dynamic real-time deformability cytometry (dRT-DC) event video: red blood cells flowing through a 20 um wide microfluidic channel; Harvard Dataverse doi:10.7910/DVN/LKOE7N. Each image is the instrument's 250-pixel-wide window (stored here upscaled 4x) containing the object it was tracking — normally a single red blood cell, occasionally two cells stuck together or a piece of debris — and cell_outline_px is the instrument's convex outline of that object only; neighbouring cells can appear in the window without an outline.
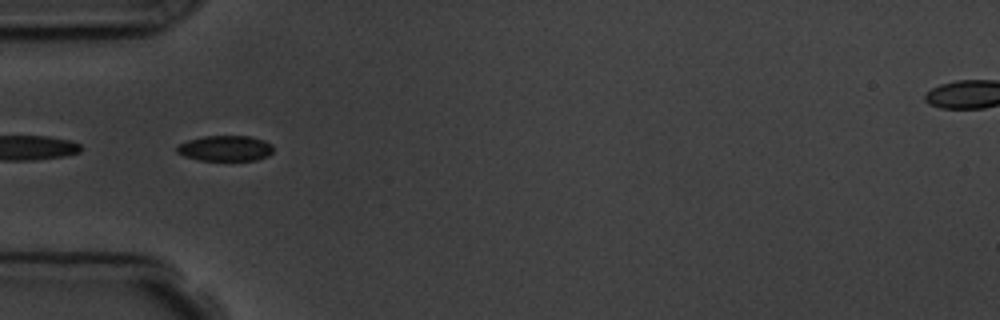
{"species": "common noctule bat (a hibernating species)", "species_latin": "Nyctalus noctula", "temperature_condition": "room temperature", "stored_images_in_passage": 7, "segment_of_instrument_passage": [2, 2], "camera_frame_rate_fps": 3000, "um_per_image_px": 0.085, "animal": {"sex": "male", "body_mass_g": 19.5, "forearm_length_mm": 54.6}, "frame": {"image": 1, "passage_image": 5, "time_ms": 5.333, "image_size_px": [1000, 320], "cell_outline_px": [[272, 152], [268, 156], [256, 160], [200, 160], [184, 156], [176, 152], [176, 148], [180, 144], [188, 140], [204, 136], [248, 136], [264, 140], [272, 144]], "centroid_in_image_um": [19.16, 12.6], "position_along_channel_um": 65.8, "area_um2": 14.28}}